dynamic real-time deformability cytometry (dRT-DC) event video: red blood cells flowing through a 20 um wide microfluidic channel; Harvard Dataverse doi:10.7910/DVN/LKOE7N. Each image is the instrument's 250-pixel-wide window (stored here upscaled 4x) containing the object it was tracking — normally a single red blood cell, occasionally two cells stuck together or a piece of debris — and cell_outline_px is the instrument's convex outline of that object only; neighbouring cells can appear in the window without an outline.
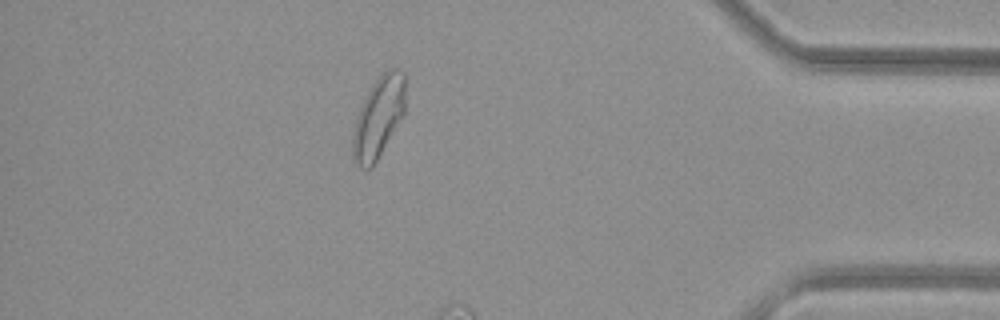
{"species": "common noctule bat (a hibernating species)", "species_latin": "Nyctalus noctula", "temperature_condition": "warm", "stored_images_in_passage": 47, "camera_frame_rate_fps": 3000, "um_per_image_px": 0.085, "animal": {"sex": "female", "body_mass_g": 29.2, "forearm_length_mm": 56.3}, "frame": {"image": 1, "passage_image": 41, "time_ms": 13.333, "image_size_px": [1000, 320], "cell_outline_px": [[404, 116], [372, 168], [360, 168], [352, 160], [352, 132], [356, 116], [360, 104], [372, 84], [388, 68], [396, 68], [404, 72]], "centroid_in_image_um": [32.14, 10.0], "position_along_channel_um": 403.1, "area_um2": 25.2}}